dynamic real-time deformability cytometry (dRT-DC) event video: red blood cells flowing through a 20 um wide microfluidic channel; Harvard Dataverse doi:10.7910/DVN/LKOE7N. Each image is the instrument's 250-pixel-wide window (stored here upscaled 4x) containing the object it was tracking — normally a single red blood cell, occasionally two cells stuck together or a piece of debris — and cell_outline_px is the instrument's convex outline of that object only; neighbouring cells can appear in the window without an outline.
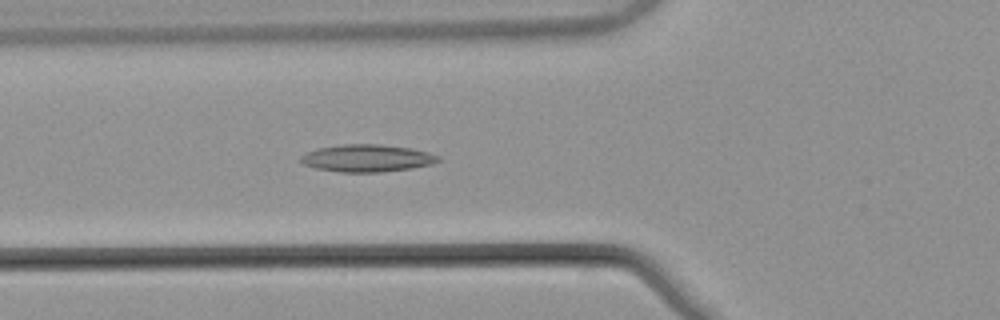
{"species": "common noctule bat (a hibernating species)", "species_latin": "Nyctalus noctula", "temperature_condition": "warm", "stored_images_in_passage": 55, "camera_frame_rate_fps": 3000, "um_per_image_px": 0.085, "animal": {"sex": "male", "body_mass_g": 21.5, "forearm_length_mm": 52.0}, "frame": {"image": 1, "passage_image": 21, "time_ms": 6.667, "image_size_px": [1000, 320], "cell_outline_px": [[440, 160], [432, 164], [412, 168], [380, 172], [340, 172], [316, 168], [304, 164], [300, 160], [300, 156], [316, 148], [344, 144], [380, 144], [412, 148], [428, 152], [440, 156]], "centroid_in_image_um": [31.21, 13.44], "position_along_channel_um": 94.6, "area_um2": 21.91}}
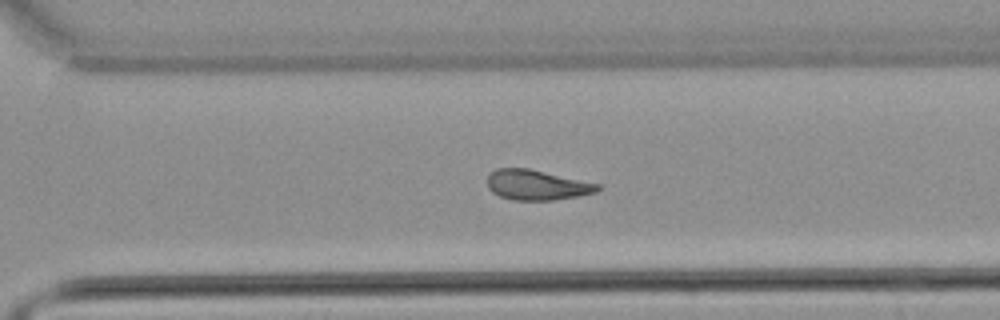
{"frame": {"image": 2, "passage_image": 39, "time_ms": 12.667, "image_size_px": [1000, 320], "cell_outline_px": [[600, 188], [596, 192], [576, 196], [552, 200], [512, 200], [500, 196], [492, 192], [488, 188], [488, 176], [496, 168], [528, 168], [600, 184]], "centroid_in_image_um": [45.61, 15.72], "position_along_channel_um": 325.0, "area_um2": 19.19}}
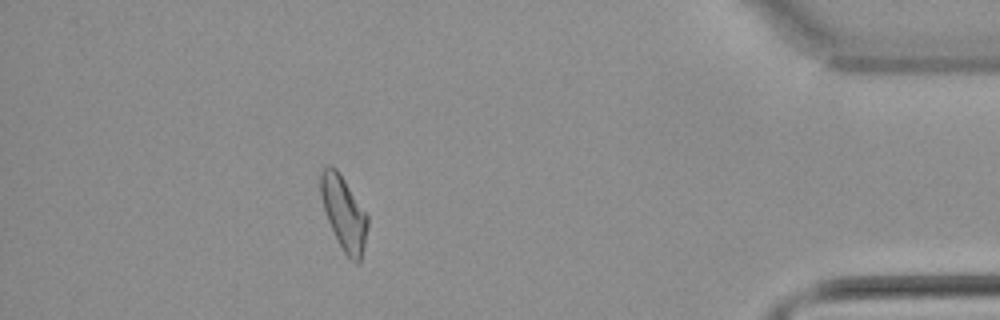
{"frame": {"image": 3, "passage_image": 49, "time_ms": 16.0, "image_size_px": [1000, 320], "cell_outline_px": [[368, 224], [360, 264], [356, 264], [344, 252], [328, 220], [320, 196], [320, 172], [328, 164], [336, 168], [368, 216]], "centroid_in_image_um": [29.22, 18.1], "position_along_channel_um": 406.0, "area_um2": 19.71}, "authors_computed_cell_mechanics": {"area_um2": 20.6346, "velocity_mm_per_s": 3.8584, "shape_relaxation_time_tau1_ms": null, "shape_relaxation_time_tau2_ms": 7.7608, "deformation_change_tau1": null, "deformation_change_tau2": 0.1903}}